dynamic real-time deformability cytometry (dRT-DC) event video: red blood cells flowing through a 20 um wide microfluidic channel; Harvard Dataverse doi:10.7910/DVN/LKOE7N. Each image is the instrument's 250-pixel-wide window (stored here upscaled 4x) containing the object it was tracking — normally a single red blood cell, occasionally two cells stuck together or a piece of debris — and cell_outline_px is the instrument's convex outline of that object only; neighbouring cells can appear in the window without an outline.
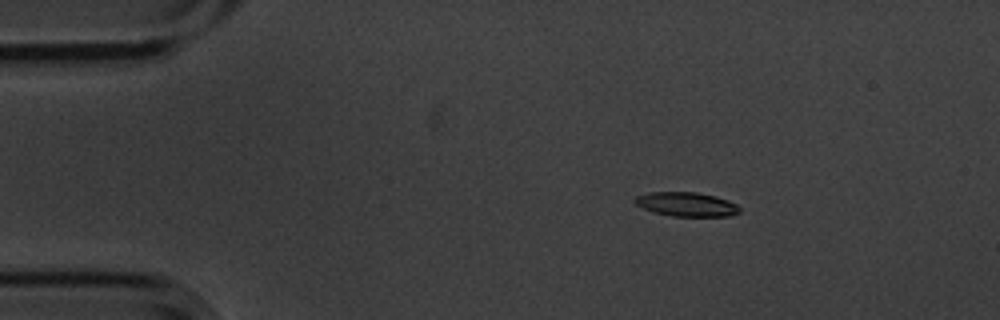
{"species": "common noctule bat (a hibernating species)", "species_latin": "Nyctalus noctula", "temperature_condition": "cold", "stored_images_in_passage": 5, "camera_frame_rate_fps": 3000, "um_per_image_px": 0.085, "animal": {"sex": "male", "body_mass_g": 20.1, "forearm_length_mm": 53.5}, "frame": {"image": 1, "passage_image": 3, "time_ms": 0.667, "image_size_px": [1000, 320], "cell_outline_px": [[740, 212], [732, 216], [672, 216], [652, 212], [636, 204], [632, 200], [636, 196], [648, 192], [696, 192], [716, 196], [728, 200], [736, 204], [740, 208]], "centroid_in_image_um": [58.35, 17.36], "position_along_channel_um": 26.7, "area_um2": 14.85}}